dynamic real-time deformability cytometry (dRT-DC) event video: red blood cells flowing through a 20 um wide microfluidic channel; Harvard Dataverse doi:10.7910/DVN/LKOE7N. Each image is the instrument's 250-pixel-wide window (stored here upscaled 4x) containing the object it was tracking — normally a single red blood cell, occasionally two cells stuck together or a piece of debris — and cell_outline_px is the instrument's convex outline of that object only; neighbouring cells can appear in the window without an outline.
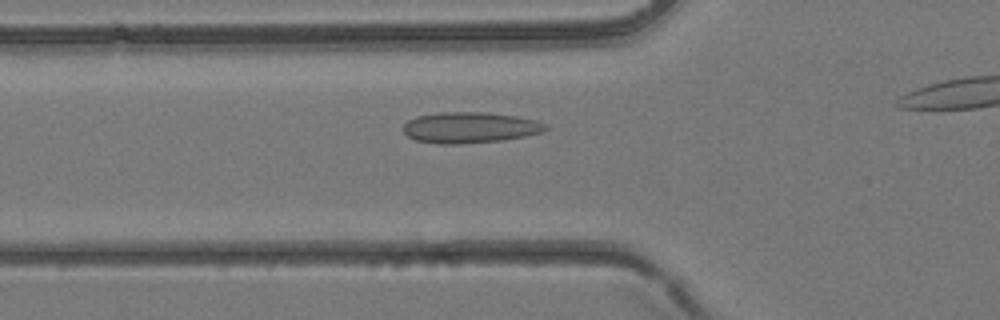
{"species": "common noctule bat (a hibernating species)", "species_latin": "Nyctalus noctula", "temperature_condition": "room temperature", "stored_images_in_passage": 28, "camera_frame_rate_fps": 3000, "um_per_image_px": 0.085, "animal": {"sex": "female", "body_mass_g": 24.6, "forearm_length_mm": 56.2}, "frame": {"image": 1, "passage_image": 9, "time_ms": 2.667, "image_size_px": [1000, 320], "cell_outline_px": [[548, 128], [544, 132], [504, 140], [460, 144], [436, 144], [416, 140], [408, 136], [404, 132], [404, 124], [408, 120], [416, 116], [440, 112], [484, 112], [516, 116], [536, 120], [548, 124]], "centroid_in_image_um": [39.96, 10.84], "position_along_channel_um": 85.8, "area_um2": 25.84}}
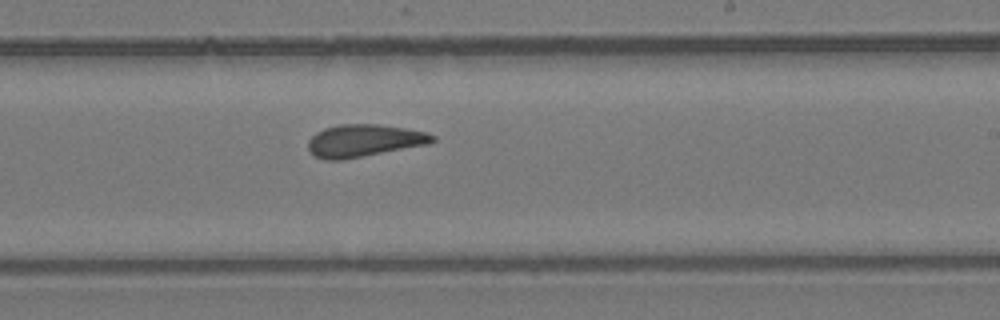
{"frame": {"image": 2, "passage_image": 19, "time_ms": 6.0, "image_size_px": [1000, 320], "cell_outline_px": [[436, 140], [428, 144], [340, 160], [324, 160], [316, 156], [308, 148], [308, 140], [316, 132], [324, 128], [340, 124], [380, 124], [404, 128], [424, 132], [436, 136]], "centroid_in_image_um": [30.92, 11.94], "position_along_channel_um": 258.1, "area_um2": 23.24}}
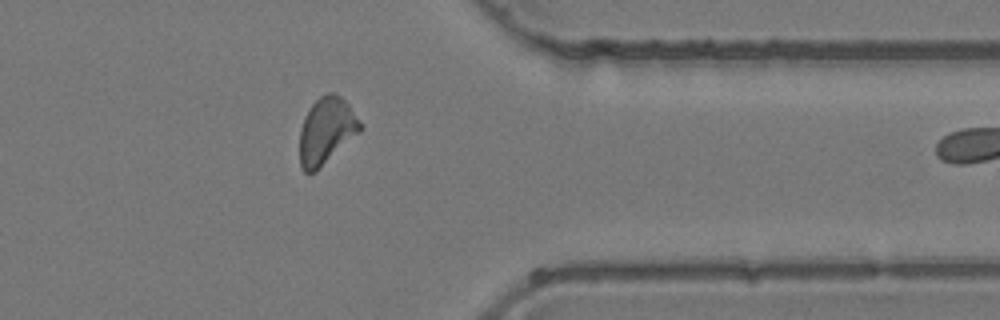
{"frame": {"image": 3, "passage_image": 27, "time_ms": 8.667, "image_size_px": [1000, 320], "cell_outline_px": [[364, 128], [360, 132], [316, 172], [304, 172], [300, 164], [300, 128], [304, 116], [312, 104], [320, 96], [328, 92], [336, 92], [348, 104]], "centroid_in_image_um": [27.74, 11.12], "position_along_channel_um": 383.7, "area_um2": 23.52}}